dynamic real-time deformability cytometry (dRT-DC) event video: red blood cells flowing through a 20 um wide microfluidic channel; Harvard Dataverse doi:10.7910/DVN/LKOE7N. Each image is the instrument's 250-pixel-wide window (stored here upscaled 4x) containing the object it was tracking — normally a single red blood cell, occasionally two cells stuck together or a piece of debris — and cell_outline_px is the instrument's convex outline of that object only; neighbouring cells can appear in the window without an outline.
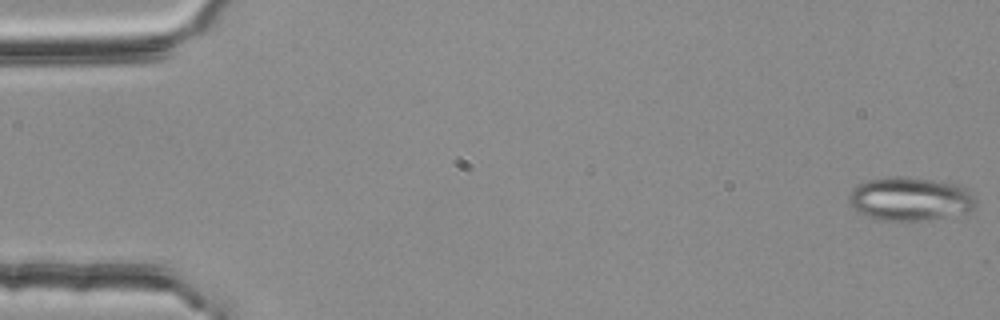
{"species": "common noctule bat (a hibernating species)", "species_latin": "Nyctalus noctula", "temperature_condition": "room temperature", "stored_images_in_passage": 54, "camera_frame_rate_fps": 3000, "um_per_image_px": 0.085, "animal": {"sex": "female", "body_mass_g": 25.1}, "frame": {"image": 1, "passage_image": 1, "time_ms": 0.0, "image_size_px": [1000, 320], "cell_outline_px": [[976, 204], [972, 208], [964, 212], [916, 220], [880, 220], [856, 212], [848, 204], [848, 196], [852, 188], [868, 180], [896, 176], [900, 176], [932, 180], [956, 184], [968, 188], [976, 196]], "centroid_in_image_um": [77.31, 16.89], "position_along_channel_um": 7.7, "area_um2": 31.85}}
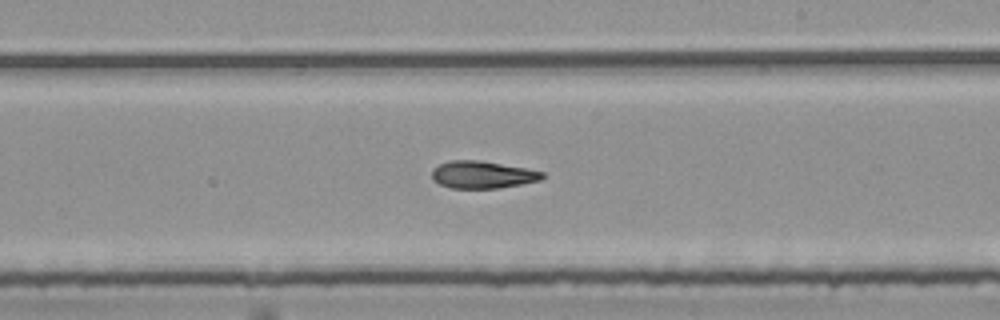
{"frame": {"image": 2, "passage_image": 32, "time_ms": 10.333, "image_size_px": [1000, 320], "cell_outline_px": [[544, 176], [540, 180], [520, 184], [496, 188], [452, 188], [440, 184], [432, 180], [432, 168], [440, 164], [452, 160], [480, 160], [524, 168], [544, 172]], "centroid_in_image_um": [40.97, 14.84], "position_along_channel_um": 248.0, "area_um2": 17.4}}
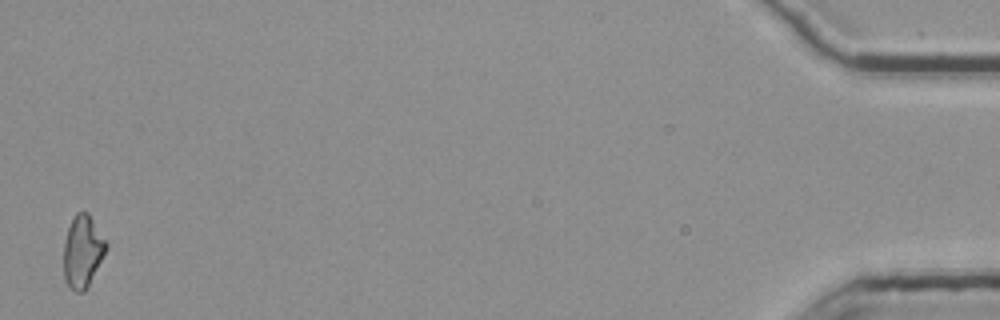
{"frame": {"image": 3, "passage_image": 54, "time_ms": 17.667, "image_size_px": [1000, 320], "cell_outline_px": [[108, 248], [88, 288], [84, 292], [76, 292], [64, 280], [64, 240], [68, 228], [76, 212], [88, 212], [108, 244]], "centroid_in_image_um": [7.04, 21.39], "position_along_channel_um": 428.2, "area_um2": 17.98}, "authors_computed_cell_mechanics": {"area_um2": 18.207, "velocity_mm_per_s": 3.7785, "shape_relaxation_time_tau1_ms": null, "shape_relaxation_time_tau2_ms": 3.4809, "deformation_change_tau1": null, "deformation_change_tau2": 0.1074}}